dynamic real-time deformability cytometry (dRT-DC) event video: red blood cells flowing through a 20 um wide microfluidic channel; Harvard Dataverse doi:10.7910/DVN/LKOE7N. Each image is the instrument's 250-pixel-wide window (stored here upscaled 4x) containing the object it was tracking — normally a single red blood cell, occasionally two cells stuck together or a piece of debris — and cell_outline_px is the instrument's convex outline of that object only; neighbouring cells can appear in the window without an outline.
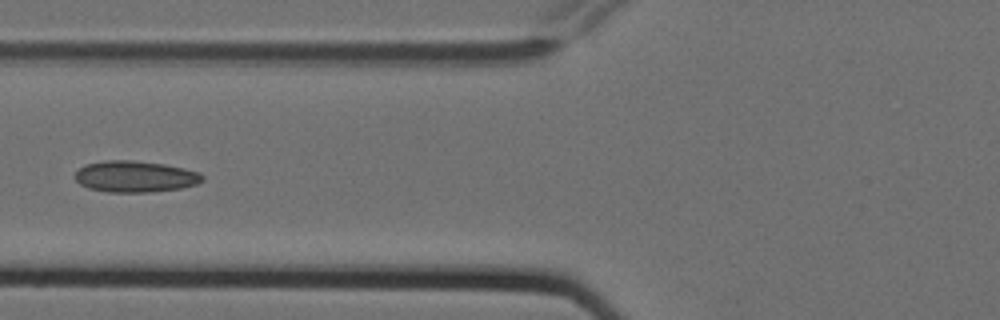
{"species": "Egyptian fruit bat (a non-hibernating species)", "species_latin": "Rousettus aegyptiacus", "temperature_condition": "cold", "stored_images_in_passage": 6, "camera_frame_rate_fps": 3000, "um_per_image_px": 0.085, "animal": {"sex": "female"}, "frame": {"image": 1, "passage_image": 6, "time_ms": 1.667, "image_size_px": [1000, 320], "cell_outline_px": [[204, 180], [196, 184], [180, 188], [152, 192], [108, 192], [88, 188], [80, 184], [72, 176], [80, 168], [88, 164], [104, 160], [132, 160], [164, 164], [184, 168], [200, 172], [204, 176]], "centroid_in_image_um": [11.49, 15.0], "position_along_channel_um": 114.3, "area_um2": 23.35}}